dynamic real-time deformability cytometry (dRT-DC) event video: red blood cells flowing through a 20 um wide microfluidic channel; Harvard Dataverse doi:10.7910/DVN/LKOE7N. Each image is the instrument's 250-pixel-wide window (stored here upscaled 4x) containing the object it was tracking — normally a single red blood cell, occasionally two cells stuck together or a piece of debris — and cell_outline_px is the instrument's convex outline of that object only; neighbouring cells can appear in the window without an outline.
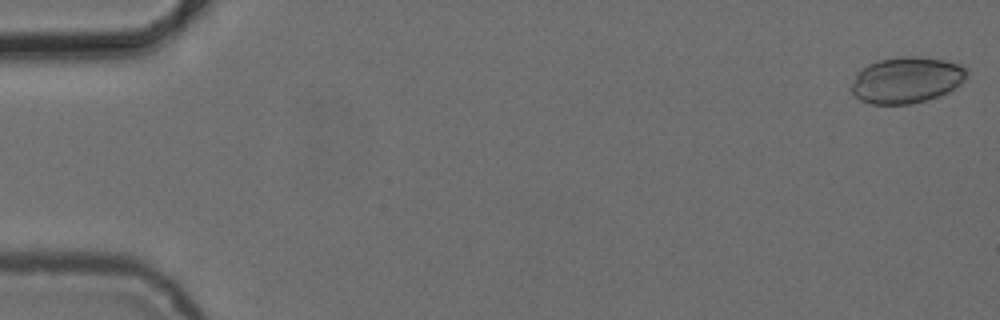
{"species": "common noctule bat (a hibernating species)", "species_latin": "Nyctalus noctula", "temperature_condition": "cold", "stored_images_in_passage": 5, "camera_frame_rate_fps": 3000, "um_per_image_px": 0.085, "animal": {"sex": "female", "body_mass_g": 24.6, "forearm_length_mm": 56.2}, "frame": {"image": 1, "passage_image": 1, "time_ms": 0.0, "image_size_px": [1000, 320], "cell_outline_px": [[968, 76], [960, 84], [948, 92], [924, 100], [908, 104], [868, 104], [860, 100], [852, 92], [852, 84], [860, 68], [868, 64], [880, 60], [900, 56], [916, 56], [944, 60], [960, 64], [968, 68]], "centroid_in_image_um": [77.07, 6.79], "position_along_channel_um": 7.9, "area_um2": 31.04}}
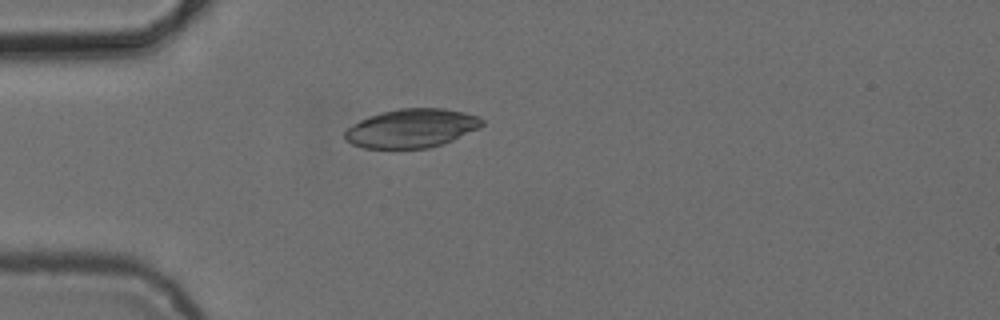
{"frame": {"image": 2, "passage_image": 5, "time_ms": 4.667, "image_size_px": [1000, 320], "cell_outline_px": [[484, 124], [480, 128], [452, 140], [428, 148], [364, 148], [352, 144], [344, 140], [344, 132], [348, 128], [360, 120], [368, 116], [380, 112], [400, 108], [444, 108], [464, 112], [480, 116], [484, 120]], "centroid_in_image_um": [34.99, 10.89], "position_along_channel_um": 50.0, "area_um2": 31.1}}